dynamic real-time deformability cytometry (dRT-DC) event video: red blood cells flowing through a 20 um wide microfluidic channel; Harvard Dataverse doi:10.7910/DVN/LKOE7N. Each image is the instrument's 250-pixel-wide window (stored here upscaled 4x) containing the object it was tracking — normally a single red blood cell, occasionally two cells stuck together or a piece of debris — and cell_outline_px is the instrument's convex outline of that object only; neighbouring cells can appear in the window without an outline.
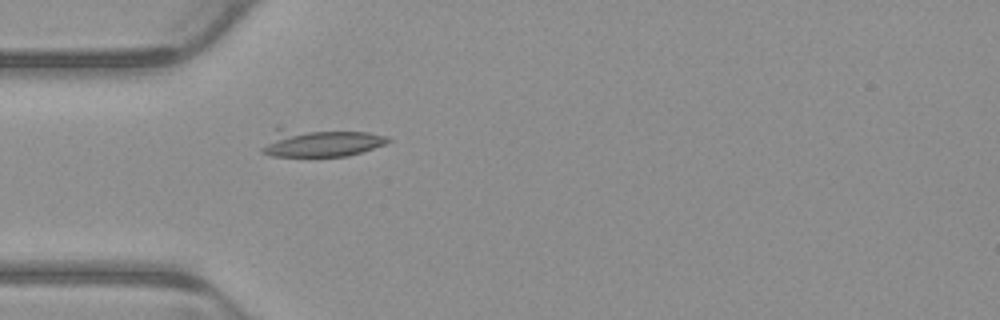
{"species": "common noctule bat (a hibernating species)", "species_latin": "Nyctalus noctula", "temperature_condition": "warm", "stored_images_in_passage": 4, "camera_frame_rate_fps": 3000, "um_per_image_px": 0.085, "animal": {"sex": "male", "body_mass_g": 23.1, "forearm_length_mm": 52.7}, "frame": {"image": 1, "passage_image": 4, "time_ms": 1.0, "image_size_px": [1000, 320], "cell_outline_px": [[392, 140], [384, 144], [348, 156], [272, 156], [260, 152], [260, 148], [276, 124], [280, 124], [368, 132], [388, 136]], "centroid_in_image_um": [27.09, 12.04], "position_along_channel_um": 57.9, "area_um2": 22.2}}